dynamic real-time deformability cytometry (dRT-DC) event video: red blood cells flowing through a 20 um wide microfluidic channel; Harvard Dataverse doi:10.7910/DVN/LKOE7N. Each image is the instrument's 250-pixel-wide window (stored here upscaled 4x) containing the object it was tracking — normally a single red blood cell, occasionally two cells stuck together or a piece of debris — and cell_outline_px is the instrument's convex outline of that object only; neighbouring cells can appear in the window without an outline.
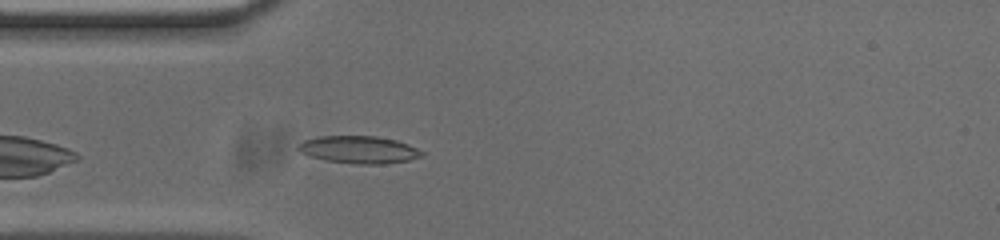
{"species": "common noctule bat (a hibernating species)", "species_latin": "Nyctalus noctula", "temperature_condition": "cold", "stored_images_in_passage": 42, "camera_frame_rate_fps": 3000, "um_per_image_px": 0.085, "animal": {"sex": "male", "body_mass_g": 20.0, "forearm_length_mm": 53.3}, "frame": {"image": 1, "passage_image": 3, "time_ms": 0.667, "image_size_px": [1000, 240], "cell_outline_px": [[424, 152], [420, 156], [408, 160], [384, 164], [356, 164], [324, 160], [308, 156], [300, 152], [296, 148], [304, 140], [316, 136], [376, 136], [396, 140], [408, 144]], "centroid_in_image_um": [30.46, 12.72], "position_along_channel_um": 54.5, "area_um2": 19.77}}
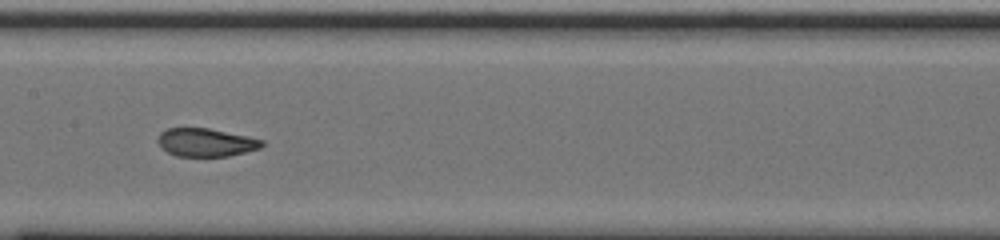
{"frame": {"image": 2, "passage_image": 14, "time_ms": 4.333, "image_size_px": [1000, 240], "cell_outline_px": [[264, 144], [260, 148], [228, 156], [176, 156], [168, 152], [156, 140], [160, 132], [168, 128], [208, 128], [248, 136], [264, 140]], "centroid_in_image_um": [17.5, 12.1], "position_along_channel_um": 189.9, "area_um2": 16.99}}
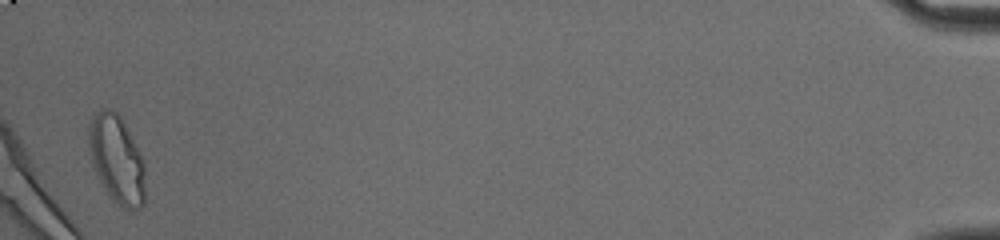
{"frame": {"image": 3, "passage_image": 41, "time_ms": 13.333, "image_size_px": [1000, 240], "cell_outline_px": [[144, 204], [140, 208], [128, 212], [120, 208], [108, 196], [92, 164], [88, 144], [88, 124], [96, 112], [104, 108], [108, 108], [116, 112], [120, 116], [144, 164]], "centroid_in_image_um": [9.9, 13.6], "position_along_channel_um": 425.3, "area_um2": 28.84}, "authors_computed_cell_mechanics": {"area_um2": 18.2937, "velocity_mm_per_s": 3.7507, "shape_relaxation_time_tau1_ms": null, "shape_relaxation_time_tau2_ms": 1.1096, "deformation_change_tau1": null, "deformation_change_tau2": 0.0722}}